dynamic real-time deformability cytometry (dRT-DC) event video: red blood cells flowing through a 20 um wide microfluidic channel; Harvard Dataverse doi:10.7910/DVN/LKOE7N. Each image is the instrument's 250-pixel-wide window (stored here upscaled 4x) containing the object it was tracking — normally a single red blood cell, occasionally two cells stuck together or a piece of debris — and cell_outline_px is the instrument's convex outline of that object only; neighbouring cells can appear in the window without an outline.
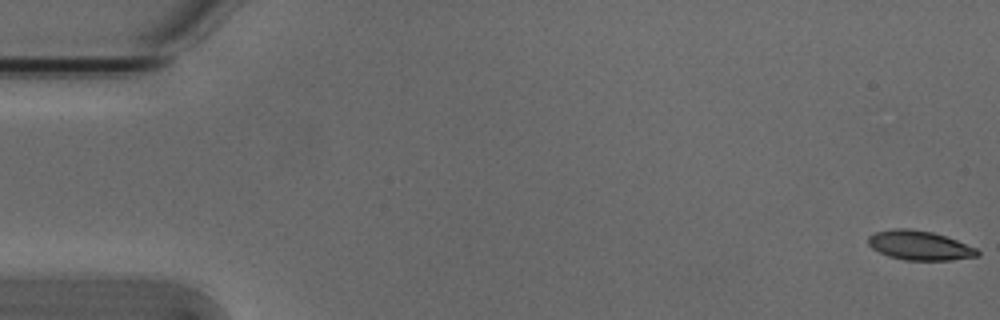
{"species": "Egyptian fruit bat (a non-hibernating species)", "species_latin": "Rousettus aegyptiacus", "temperature_condition": "cold", "stored_images_in_passage": 5, "camera_frame_rate_fps": 3000, "um_per_image_px": 0.085, "animal": {"sex": "male"}, "frame": {"image": 1, "passage_image": 1, "time_ms": 0.0, "image_size_px": [1000, 320], "cell_outline_px": [[980, 256], [952, 260], [904, 260], [888, 256], [872, 248], [868, 244], [868, 236], [876, 232], [896, 228], [908, 228], [932, 232], [956, 240], [976, 248], [980, 252]], "centroid_in_image_um": [78.17, 20.87], "position_along_channel_um": 6.8, "area_um2": 18.61}}
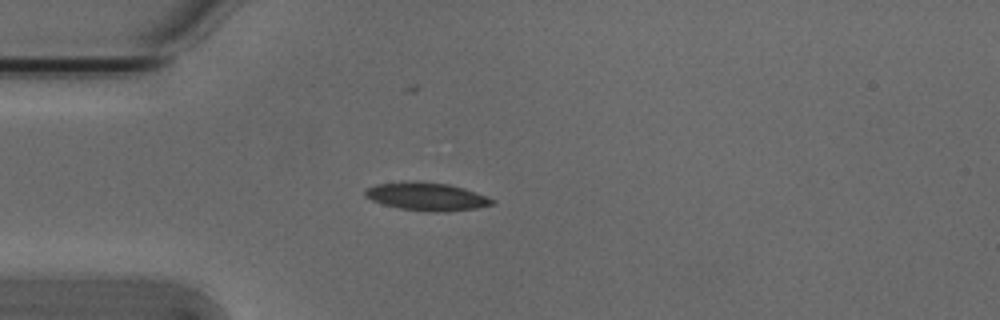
{"frame": {"image": 2, "passage_image": 4, "time_ms": 1.0, "image_size_px": [1000, 320], "cell_outline_px": [[496, 200], [492, 204], [476, 208], [444, 212], [428, 212], [400, 208], [384, 204], [372, 200], [364, 196], [364, 192], [368, 188], [376, 184], [448, 184], [464, 188], [476, 192]], "centroid_in_image_um": [36.33, 16.76], "position_along_channel_um": 48.7, "area_um2": 19.71}}